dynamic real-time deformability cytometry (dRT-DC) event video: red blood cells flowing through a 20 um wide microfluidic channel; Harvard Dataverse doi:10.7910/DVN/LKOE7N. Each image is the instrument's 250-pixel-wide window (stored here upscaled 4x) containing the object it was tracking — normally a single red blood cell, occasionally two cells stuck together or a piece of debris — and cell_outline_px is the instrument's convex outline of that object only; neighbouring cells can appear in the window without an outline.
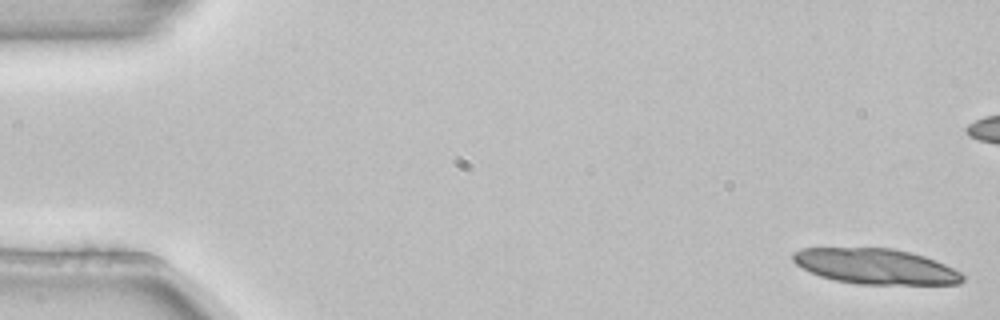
{"species": "common noctule bat (a hibernating species)", "species_latin": "Nyctalus noctula", "temperature_condition": "room temperature", "stored_images_in_passage": 6, "camera_frame_rate_fps": 3000, "um_per_image_px": 0.085, "animal": {"sex": "female", "body_mass_g": 22.7, "forearm_length_mm": 54.2}, "frame": {"image": 1, "passage_image": 1, "time_ms": 0.0, "image_size_px": [1000, 320], "cell_outline_px": [[964, 280], [960, 284], [856, 284], [836, 280], [820, 276], [796, 264], [792, 260], [792, 252], [800, 248], [892, 248], [912, 252], [936, 260], [960, 272], [964, 276]], "centroid_in_image_um": [74.43, 22.64], "position_along_channel_um": 10.6, "area_um2": 34.97}}